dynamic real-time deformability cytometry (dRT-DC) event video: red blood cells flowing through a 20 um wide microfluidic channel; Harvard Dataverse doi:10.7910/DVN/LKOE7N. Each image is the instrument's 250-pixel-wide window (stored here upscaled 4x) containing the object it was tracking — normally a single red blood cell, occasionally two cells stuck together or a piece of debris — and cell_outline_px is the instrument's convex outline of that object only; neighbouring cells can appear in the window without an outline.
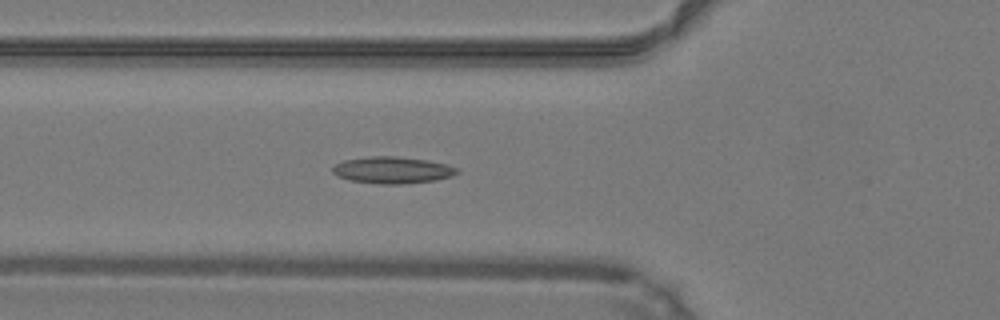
{"species": "common noctule bat (a hibernating species)", "species_latin": "Nyctalus noctula", "temperature_condition": "warm", "stored_images_in_passage": 29, "camera_frame_rate_fps": 3000, "um_per_image_px": 0.085, "animal": {"sex": "male", "body_mass_g": 19.2, "forearm_length_mm": 51.8}, "frame": {"image": 1, "passage_image": 14, "time_ms": 4.333, "image_size_px": [1000, 320], "cell_outline_px": [[460, 172], [452, 176], [436, 180], [400, 184], [376, 184], [348, 180], [332, 172], [332, 168], [336, 164], [344, 160], [368, 156], [396, 156], [428, 160], [448, 164], [460, 168]], "centroid_in_image_um": [33.4, 14.45], "position_along_channel_um": 92.4, "area_um2": 19.59}}
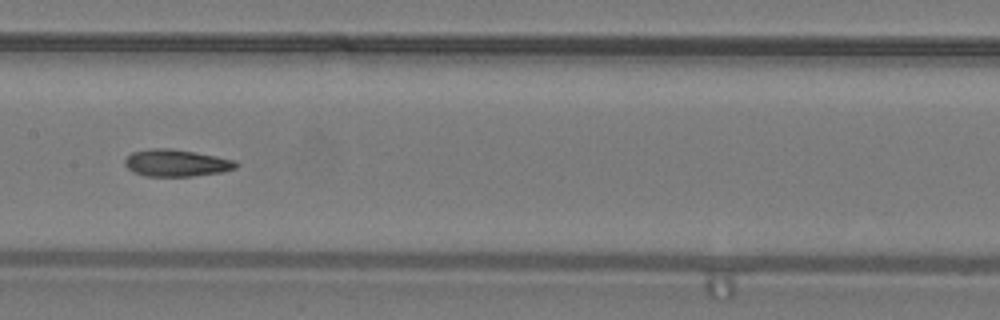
{"frame": {"image": 2, "passage_image": 21, "time_ms": 6.667, "image_size_px": [1000, 320], "cell_outline_px": [[240, 164], [236, 168], [224, 172], [192, 176], [144, 176], [132, 172], [124, 164], [124, 160], [132, 152], [152, 148], [168, 148], [196, 152], [236, 160]], "centroid_in_image_um": [15.01, 13.85], "position_along_channel_um": 192.4, "area_um2": 17.69}}
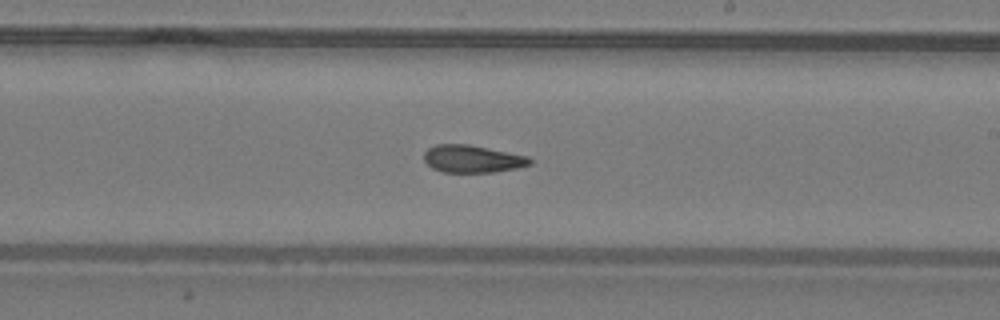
{"frame": {"image": 3, "passage_image": 25, "time_ms": 8.0, "image_size_px": [1000, 320], "cell_outline_px": [[532, 164], [516, 168], [492, 172], [444, 172], [432, 168], [424, 160], [424, 152], [428, 148], [436, 144], [468, 144], [528, 156], [532, 160]], "centroid_in_image_um": [40.14, 13.5], "position_along_channel_um": 248.9, "area_um2": 16.88}}